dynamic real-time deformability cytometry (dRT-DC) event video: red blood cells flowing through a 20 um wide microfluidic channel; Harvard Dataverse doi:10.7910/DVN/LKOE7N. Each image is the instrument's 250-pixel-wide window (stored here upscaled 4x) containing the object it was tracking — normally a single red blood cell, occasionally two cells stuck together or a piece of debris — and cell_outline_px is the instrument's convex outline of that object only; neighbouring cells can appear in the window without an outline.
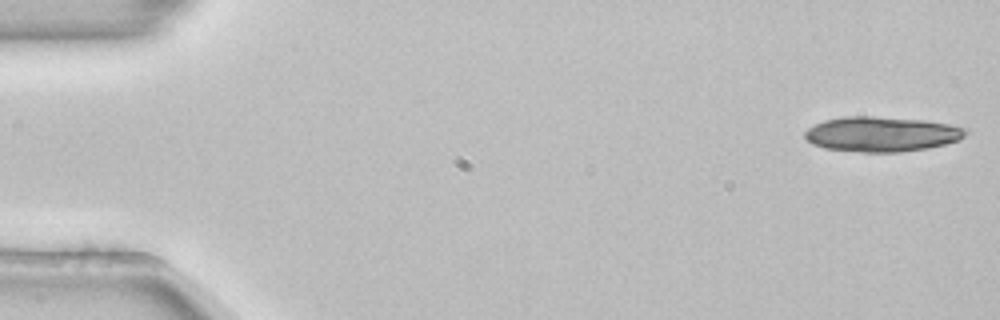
{"species": "common noctule bat (a hibernating species)", "species_latin": "Nyctalus noctula", "temperature_condition": "room temperature", "stored_images_in_passage": 38, "camera_frame_rate_fps": 3000, "um_per_image_px": 0.085, "animal": {"sex": "female", "body_mass_g": 22.7, "forearm_length_mm": 54.2}, "frame": {"image": 1, "passage_image": 1, "time_ms": 0.0, "image_size_px": [1000, 320], "cell_outline_px": [[972, 132], [960, 140], [928, 148], [900, 152], [860, 152], [824, 148], [812, 144], [804, 136], [804, 132], [808, 128], [824, 120], [844, 116], [872, 116], [924, 120], [948, 124], [968, 128]], "centroid_in_image_um": [74.98, 11.4], "position_along_channel_um": 10.0, "area_um2": 33.06}}
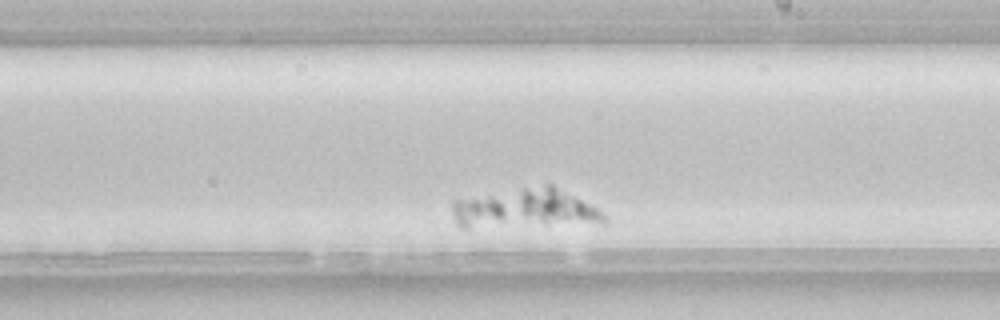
{"frame": {"image": 2, "passage_image": 25, "time_ms": 8.0, "image_size_px": [1000, 320], "cell_outline_px": [[608, 224], [468, 228], [460, 228], [456, 224], [452, 216], [452, 204], [456, 200], [524, 188], [548, 184], [552, 184], [596, 208], [608, 216]], "centroid_in_image_um": [44.7, 17.8], "position_along_channel_um": 244.3, "area_um2": 35.26}}